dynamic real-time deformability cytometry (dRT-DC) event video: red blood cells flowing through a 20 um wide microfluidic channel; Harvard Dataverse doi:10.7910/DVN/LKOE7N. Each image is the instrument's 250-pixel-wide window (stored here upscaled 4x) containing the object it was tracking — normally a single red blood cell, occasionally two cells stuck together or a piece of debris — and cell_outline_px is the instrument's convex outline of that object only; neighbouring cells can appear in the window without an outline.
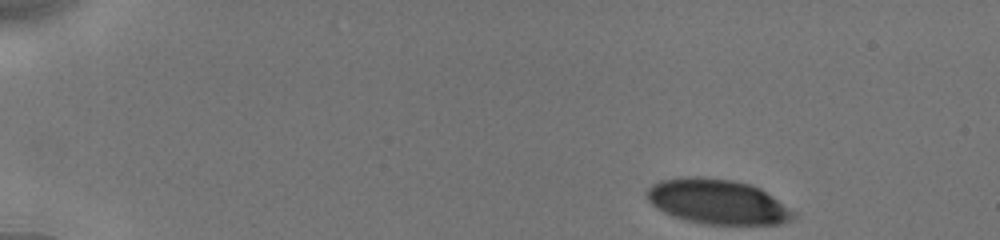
{"species": "human", "species_latin": "Homo sapiens", "temperature_condition": "cold", "stored_images_in_passage": 23, "camera_frame_rate_fps": 3000, "um_per_image_px": 0.085, "donor": {"sex": "male"}, "frame": {"image": 1, "passage_image": 1, "time_ms": 0.0, "image_size_px": [1000, 240], "cell_outline_px": [[796, 216], [792, 220], [780, 224], [708, 224], [688, 220], [672, 216], [656, 208], [648, 200], [648, 188], [652, 184], [660, 180], [680, 176], [696, 176], [732, 180], [752, 184], [760, 188], [796, 212]], "centroid_in_image_um": [61.0, 17.13], "position_along_channel_um": 24.0, "area_um2": 38.32}}
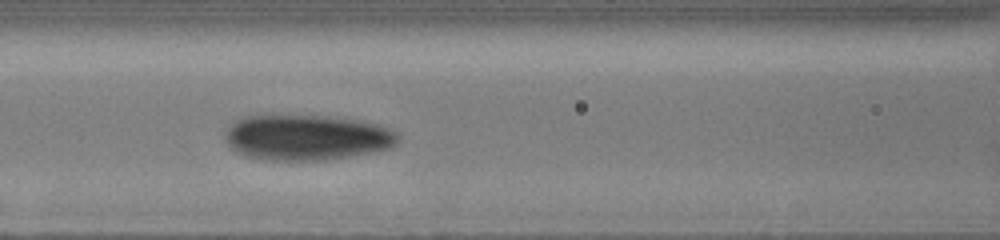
{"frame": {"image": 2, "passage_image": 18, "time_ms": 6.0, "image_size_px": [1000, 240], "cell_outline_px": [[400, 136], [396, 144], [392, 148], [372, 152], [324, 160], [264, 160], [244, 156], [236, 152], [224, 140], [224, 132], [236, 120], [244, 116], [272, 112], [328, 116], [360, 120], [376, 124], [388, 128], [396, 132]], "centroid_in_image_um": [26.0, 11.64], "position_along_channel_um": 140.6, "area_um2": 47.16}}
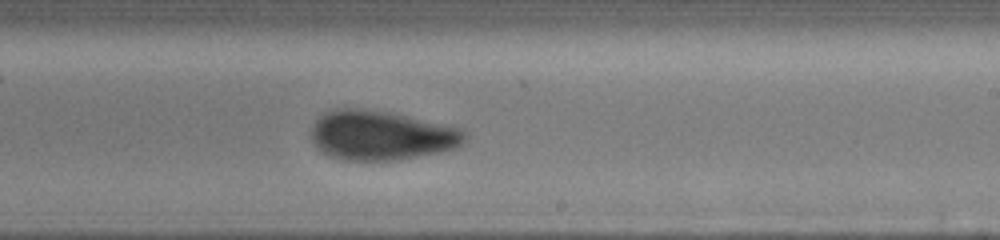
{"frame": {"image": 3, "passage_image": 23, "time_ms": 9.0, "image_size_px": [1000, 240], "cell_outline_px": [[468, 136], [456, 148], [416, 156], [392, 160], [340, 160], [328, 156], [312, 140], [312, 124], [324, 112], [332, 108], [356, 108], [388, 112], [460, 128]], "centroid_in_image_um": [32.35, 11.5], "position_along_channel_um": 256.7, "area_um2": 43.75}}